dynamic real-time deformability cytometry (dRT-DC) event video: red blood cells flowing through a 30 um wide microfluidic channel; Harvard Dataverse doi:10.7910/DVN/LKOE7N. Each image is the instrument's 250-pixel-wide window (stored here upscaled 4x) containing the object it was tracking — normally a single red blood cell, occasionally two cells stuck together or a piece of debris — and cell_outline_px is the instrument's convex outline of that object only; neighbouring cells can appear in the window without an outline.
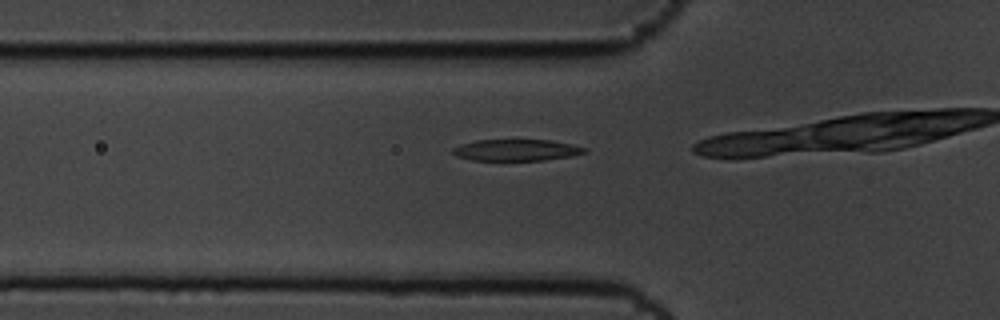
{"species": "common noctule bat (a hibernating species)", "species_latin": "Nyctalus noctula", "temperature_condition": "cold", "stored_images_in_passage": 6, "segment_of_instrument_passage": [2, 2], "camera_frame_rate_fps": 3000, "um_per_image_px": 0.085, "animal": {"sex": "male", "body_mass_g": 19.5, "forearm_length_mm": 54.6}, "frame": {"image": 1, "passage_image": 6, "time_ms": 1.667, "image_size_px": [1000, 320], "cell_outline_px": [[588, 152], [572, 156], [544, 160], [472, 160], [456, 156], [452, 152], [452, 148], [460, 144], [476, 140], [548, 140], [572, 144], [588, 148]], "centroid_in_image_um": [43.91, 12.75], "position_along_channel_um": 81.9, "area_um2": 16.53}}